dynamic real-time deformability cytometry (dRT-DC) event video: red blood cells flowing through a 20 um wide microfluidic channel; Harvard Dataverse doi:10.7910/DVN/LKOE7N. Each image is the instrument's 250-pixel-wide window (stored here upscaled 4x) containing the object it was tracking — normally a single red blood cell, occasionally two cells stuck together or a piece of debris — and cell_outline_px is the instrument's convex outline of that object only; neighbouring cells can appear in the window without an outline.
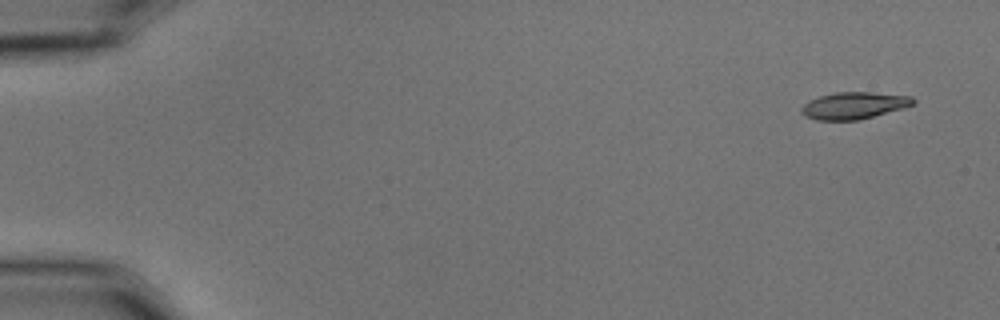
{"species": "common noctule bat (a hibernating species)", "species_latin": "Nyctalus noctula", "temperature_condition": "cold", "stored_images_in_passage": 14, "camera_frame_rate_fps": 3000, "um_per_image_px": 0.085, "animal": {"sex": "male", "body_mass_g": 15.6}, "frame": {"image": 1, "passage_image": 1, "time_ms": 0.0, "image_size_px": [1000, 320], "cell_outline_px": [[916, 100], [912, 104], [900, 108], [872, 116], [856, 120], [816, 120], [800, 112], [800, 108], [808, 100], [820, 96], [836, 92], [872, 92], [912, 96]], "centroid_in_image_um": [72.54, 8.95], "position_along_channel_um": 12.5, "area_um2": 17.22}}
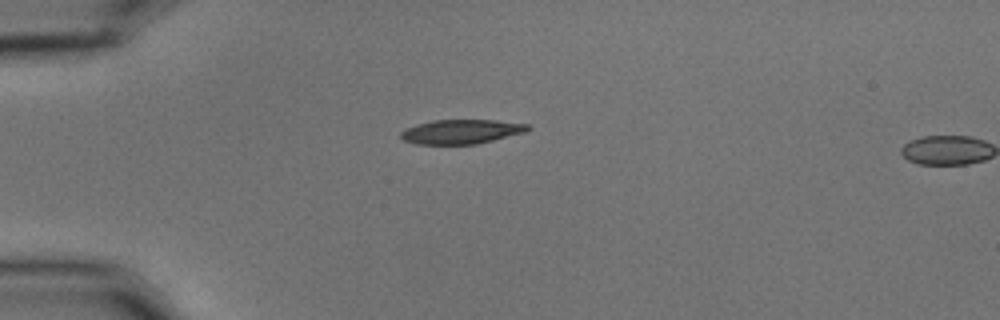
{"frame": {"image": 2, "passage_image": 13, "time_ms": 4.0, "image_size_px": [1000, 320], "cell_outline_px": [[532, 128], [524, 132], [476, 144], [416, 144], [404, 140], [400, 136], [400, 132], [416, 124], [432, 120], [496, 120], [528, 124]], "centroid_in_image_um": [39.2, 11.18], "position_along_channel_um": 45.8, "area_um2": 17.86}}